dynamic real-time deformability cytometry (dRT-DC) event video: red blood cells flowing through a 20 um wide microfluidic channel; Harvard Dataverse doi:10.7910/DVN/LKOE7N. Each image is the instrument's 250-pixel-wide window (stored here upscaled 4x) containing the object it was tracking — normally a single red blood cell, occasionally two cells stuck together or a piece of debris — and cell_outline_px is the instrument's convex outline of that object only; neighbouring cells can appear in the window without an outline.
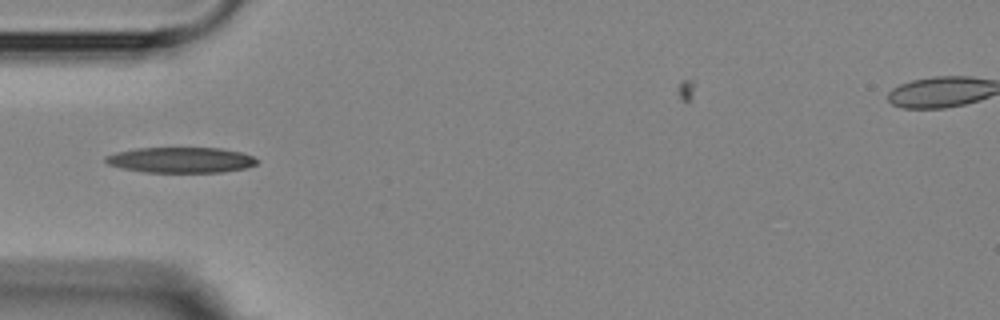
{"species": "Egyptian fruit bat (a non-hibernating species)", "species_latin": "Rousettus aegyptiacus", "temperature_condition": "room temperature", "stored_images_in_passage": 6, "camera_frame_rate_fps": 3000, "um_per_image_px": 0.085, "animal": {"sex": "female"}, "frame": {"image": 1, "passage_image": 5, "time_ms": 5.0, "image_size_px": [1000, 320], "cell_outline_px": [[256, 164], [244, 168], [224, 172], [144, 172], [120, 168], [108, 164], [104, 160], [104, 156], [116, 152], [136, 148], [220, 148], [240, 152], [252, 156], [256, 160]], "centroid_in_image_um": [15.31, 13.6], "position_along_channel_um": 69.7, "area_um2": 22.48}}
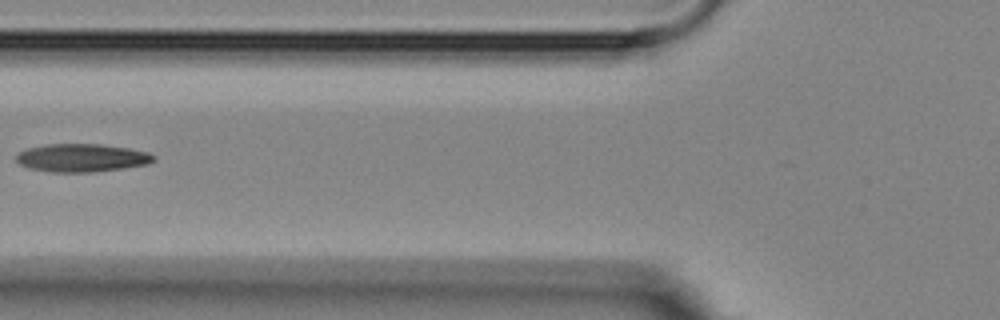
{"frame": {"image": 2, "passage_image": 6, "time_ms": 6.333, "image_size_px": [1000, 320], "cell_outline_px": [[156, 160], [148, 164], [124, 168], [92, 172], [52, 172], [28, 168], [20, 164], [16, 160], [16, 156], [20, 152], [28, 148], [44, 144], [100, 144], [128, 148], [148, 152], [156, 156]], "centroid_in_image_um": [6.97, 13.41], "position_along_channel_um": 118.8, "area_um2": 22.54}}